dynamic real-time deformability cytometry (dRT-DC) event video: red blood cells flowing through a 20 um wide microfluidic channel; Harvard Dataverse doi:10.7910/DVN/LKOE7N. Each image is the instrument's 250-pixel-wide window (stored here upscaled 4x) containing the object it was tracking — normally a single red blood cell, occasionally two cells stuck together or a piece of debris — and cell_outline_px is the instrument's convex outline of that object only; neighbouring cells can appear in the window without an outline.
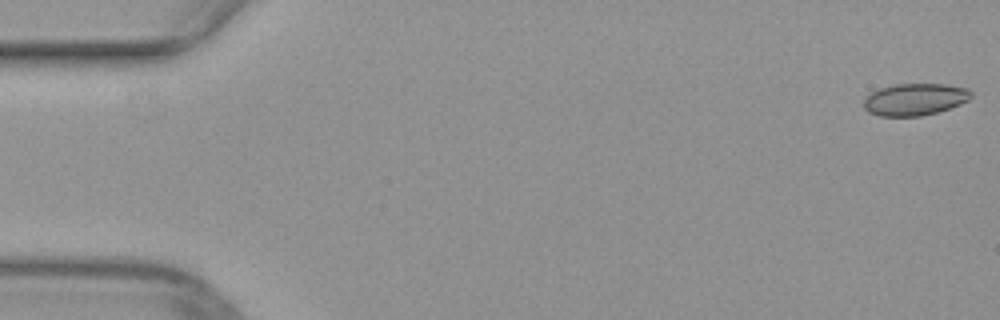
{"species": "common noctule bat (a hibernating species)", "species_latin": "Nyctalus noctula", "temperature_condition": "warm", "stored_images_in_passage": 51, "camera_frame_rate_fps": 3000, "um_per_image_px": 0.085, "animal": {"sex": "female", "body_mass_g": 29.2, "forearm_length_mm": 56.3}, "frame": {"image": 1, "passage_image": 1, "time_ms": 0.0, "image_size_px": [1000, 320], "cell_outline_px": [[972, 96], [968, 100], [960, 104], [936, 112], [920, 116], [880, 116], [868, 112], [864, 108], [864, 100], [872, 92], [880, 88], [896, 84], [944, 84], [968, 88], [972, 92]], "centroid_in_image_um": [77.77, 8.44], "position_along_channel_um": 7.2, "area_um2": 19.88}}
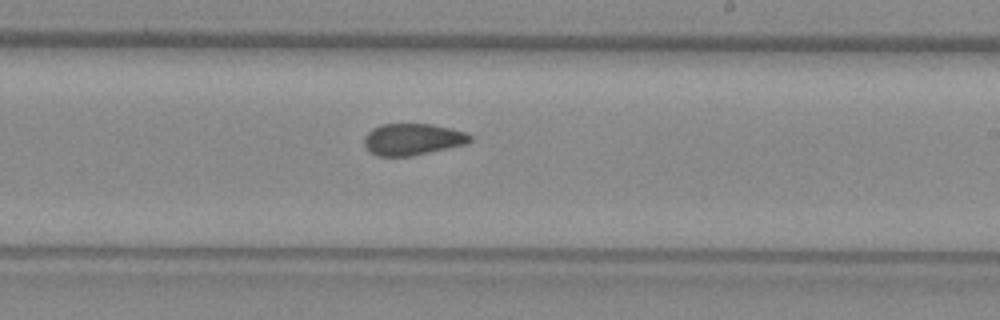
{"frame": {"image": 2, "passage_image": 30, "time_ms": 9.667, "image_size_px": [1000, 320], "cell_outline_px": [[472, 140], [468, 144], [412, 156], [376, 156], [364, 144], [364, 136], [372, 128], [380, 124], [432, 124], [464, 132], [472, 136]], "centroid_in_image_um": [35.08, 11.84], "position_along_channel_um": 253.9, "area_um2": 19.54}}
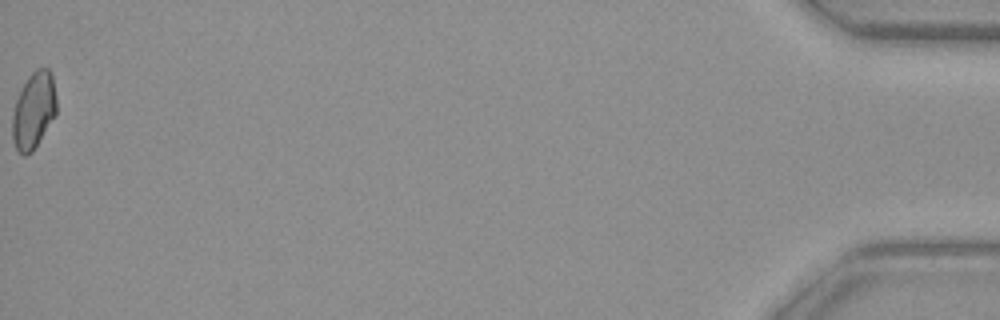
{"frame": {"image": 3, "passage_image": 51, "time_ms": 16.667, "image_size_px": [1000, 320], "cell_outline_px": [[56, 116], [32, 152], [24, 156], [16, 148], [12, 140], [12, 116], [16, 100], [28, 76], [36, 68], [48, 68], [52, 72], [56, 96]], "centroid_in_image_um": [2.88, 9.38], "position_along_channel_um": 432.3, "area_um2": 19.83}}